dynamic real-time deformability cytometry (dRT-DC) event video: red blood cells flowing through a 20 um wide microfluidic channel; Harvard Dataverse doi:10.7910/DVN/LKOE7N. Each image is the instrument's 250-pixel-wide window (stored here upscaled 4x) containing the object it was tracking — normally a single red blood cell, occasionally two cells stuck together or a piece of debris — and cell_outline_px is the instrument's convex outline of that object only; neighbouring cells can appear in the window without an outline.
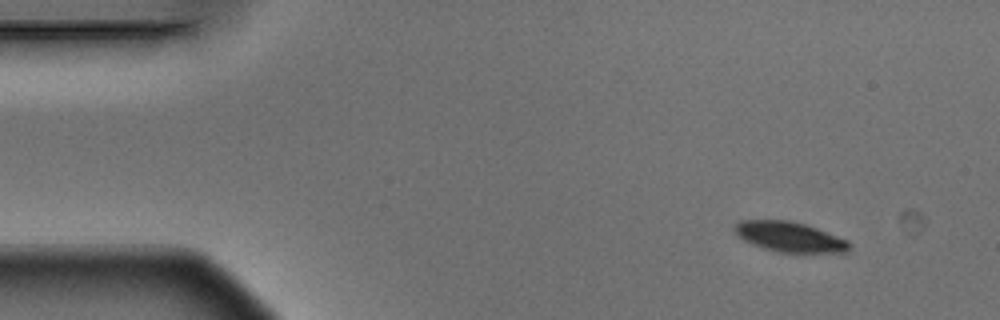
{"species": "Egyptian fruit bat (a non-hibernating species)", "species_latin": "Rousettus aegyptiacus", "temperature_condition": "warm", "stored_images_in_passage": 4, "camera_frame_rate_fps": 3000, "um_per_image_px": 0.085, "animal": {"sex": "male"}, "frame": {"image": 1, "passage_image": 1, "time_ms": 0.0, "image_size_px": [1000, 320], "cell_outline_px": [[852, 244], [848, 252], [776, 252], [752, 244], [744, 240], [732, 228], [740, 220], [788, 220], [804, 224], [816, 228], [848, 240]], "centroid_in_image_um": [67.13, 20.13], "position_along_channel_um": 17.9, "area_um2": 19.94}}
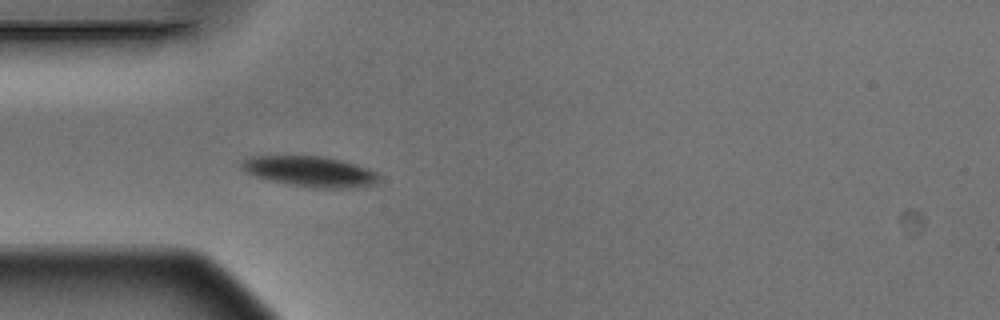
{"frame": {"image": 2, "passage_image": 4, "time_ms": 1.0, "image_size_px": [1000, 320], "cell_outline_px": [[380, 176], [376, 184], [352, 188], [312, 188], [268, 180], [244, 172], [240, 168], [240, 164], [244, 160], [252, 156], [324, 156], [356, 164], [368, 168], [376, 172]], "centroid_in_image_um": [26.37, 14.58], "position_along_channel_um": 58.6, "area_um2": 24.51}}